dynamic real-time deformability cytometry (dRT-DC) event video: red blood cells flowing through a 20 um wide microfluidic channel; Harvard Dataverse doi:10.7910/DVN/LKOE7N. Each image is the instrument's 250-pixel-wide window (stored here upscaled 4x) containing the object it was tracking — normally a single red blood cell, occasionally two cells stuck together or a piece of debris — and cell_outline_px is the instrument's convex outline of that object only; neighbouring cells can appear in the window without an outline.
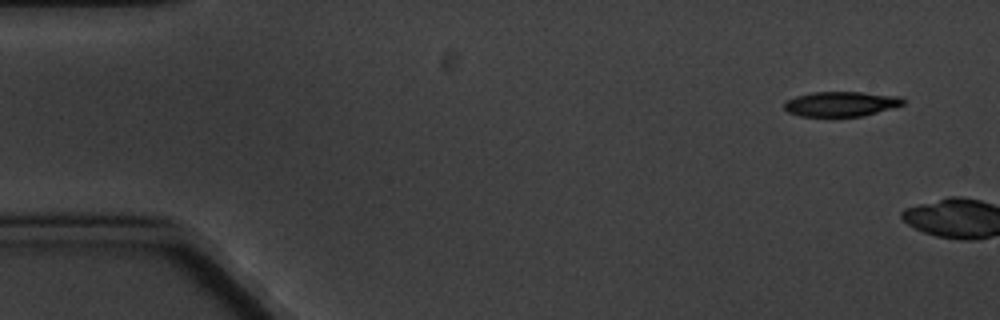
{"species": "common noctule bat (a hibernating species)", "species_latin": "Nyctalus noctula", "temperature_condition": "cold", "stored_images_in_passage": 2, "camera_frame_rate_fps": 3000, "um_per_image_px": 0.085, "animal": {"sex": "male", "body_mass_g": 20.1, "forearm_length_mm": 53.5}, "frame": {"image": 1, "passage_image": 1, "time_ms": 0.0, "image_size_px": [1000, 320], "cell_outline_px": [[904, 104], [864, 116], [800, 116], [788, 112], [784, 108], [784, 104], [788, 100], [796, 96], [812, 92], [860, 92], [900, 96], [904, 100]], "centroid_in_image_um": [71.48, 8.83], "position_along_channel_um": 13.5, "area_um2": 17.11}}